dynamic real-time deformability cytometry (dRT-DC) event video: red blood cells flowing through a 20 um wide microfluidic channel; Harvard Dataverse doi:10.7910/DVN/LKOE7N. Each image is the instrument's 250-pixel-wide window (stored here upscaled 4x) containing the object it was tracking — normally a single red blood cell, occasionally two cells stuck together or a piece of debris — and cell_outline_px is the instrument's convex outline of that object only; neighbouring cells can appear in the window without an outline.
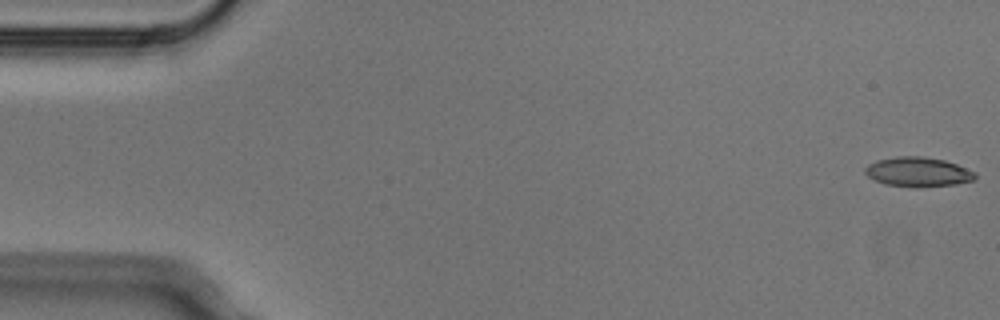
{"species": "Egyptian fruit bat (a non-hibernating species)", "species_latin": "Rousettus aegyptiacus", "temperature_condition": "cold", "stored_images_in_passage": 6, "camera_frame_rate_fps": 3000, "um_per_image_px": 0.085, "animal": {"sex": "male"}, "frame": {"image": 1, "passage_image": 1, "time_ms": 0.0, "image_size_px": [1000, 320], "cell_outline_px": [[976, 180], [956, 184], [916, 188], [884, 184], [868, 176], [864, 172], [864, 168], [868, 164], [876, 160], [896, 156], [920, 156], [944, 160], [956, 164], [976, 172]], "centroid_in_image_um": [78.03, 14.62], "position_along_channel_um": 7.0, "area_um2": 19.13}}
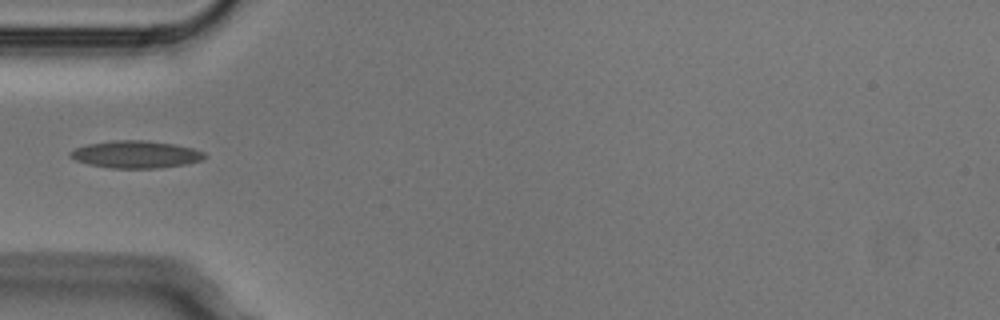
{"frame": {"image": 2, "passage_image": 5, "time_ms": 1.333, "image_size_px": [1000, 320], "cell_outline_px": [[208, 156], [204, 160], [188, 164], [156, 168], [112, 168], [88, 164], [76, 160], [68, 156], [68, 152], [76, 148], [88, 144], [116, 140], [144, 140], [176, 144], [192, 148], [204, 152]], "centroid_in_image_um": [11.58, 13.12], "position_along_channel_um": 73.4, "area_um2": 21.5}}
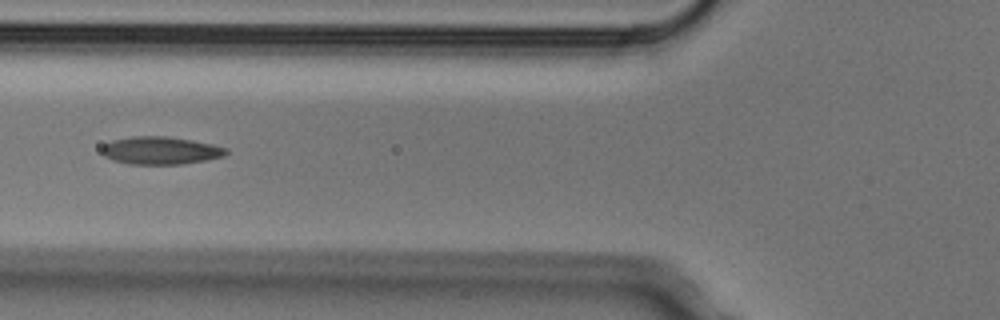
{"frame": {"image": 3, "passage_image": 6, "time_ms": 1.667, "image_size_px": [1000, 320], "cell_outline_px": [[228, 152], [224, 156], [204, 160], [180, 164], [128, 164], [112, 160], [104, 156], [100, 152], [100, 148], [104, 144], [112, 140], [132, 136], [164, 136], [192, 140], [212, 144], [228, 148]], "centroid_in_image_um": [13.6, 12.79], "position_along_channel_um": 112.2, "area_um2": 20.17}}